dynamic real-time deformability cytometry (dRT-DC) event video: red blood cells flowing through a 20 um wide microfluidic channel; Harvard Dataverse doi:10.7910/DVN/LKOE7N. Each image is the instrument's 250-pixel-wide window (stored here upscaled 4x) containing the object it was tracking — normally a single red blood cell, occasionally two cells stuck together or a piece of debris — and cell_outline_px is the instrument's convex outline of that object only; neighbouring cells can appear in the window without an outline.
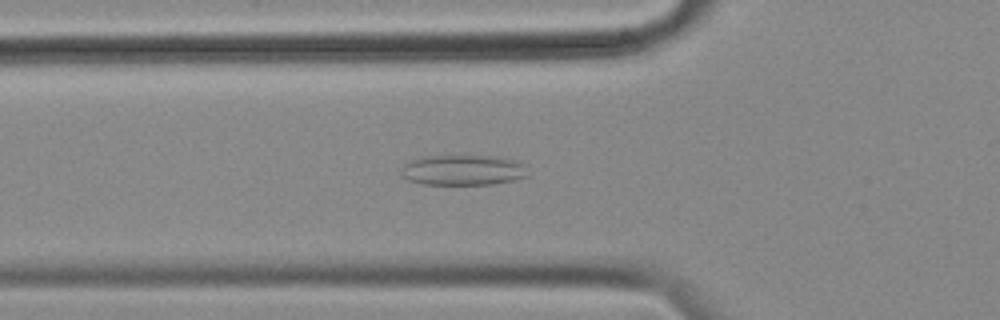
{"species": "common noctule bat (a hibernating species)", "species_latin": "Nyctalus noctula", "temperature_condition": "cold", "stored_images_in_passage": 46, "camera_frame_rate_fps": 3000, "um_per_image_px": 0.085, "animal": {"sex": "female", "body_mass_g": 18.4}, "frame": {"image": 1, "passage_image": 9, "time_ms": 2.667, "image_size_px": [1000, 320], "cell_outline_px": [[528, 176], [512, 180], [492, 184], [420, 184], [408, 180], [400, 172], [404, 164], [412, 160], [424, 156], [464, 152], [496, 156], [512, 160], [524, 164]], "centroid_in_image_um": [39.33, 14.4], "position_along_channel_um": 86.5, "area_um2": 23.29}}
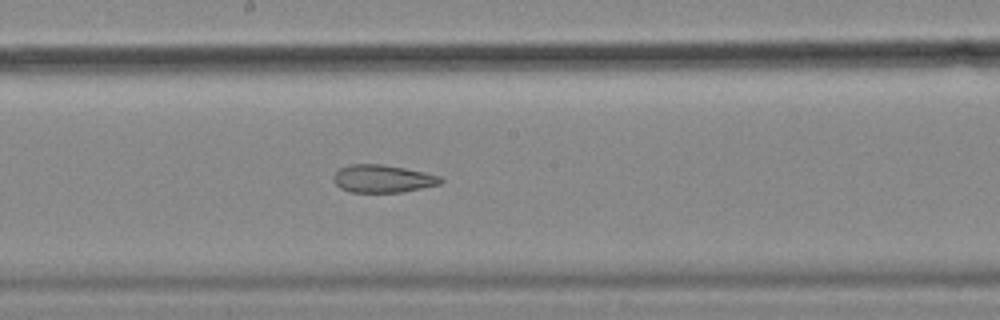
{"frame": {"image": 2, "passage_image": 20, "time_ms": 6.333, "image_size_px": [1000, 320], "cell_outline_px": [[444, 180], [440, 184], [404, 192], [348, 192], [340, 188], [332, 180], [332, 176], [340, 168], [352, 164], [380, 164], [404, 168], [444, 176]], "centroid_in_image_um": [32.54, 15.19], "position_along_channel_um": 215.7, "area_um2": 17.46}}
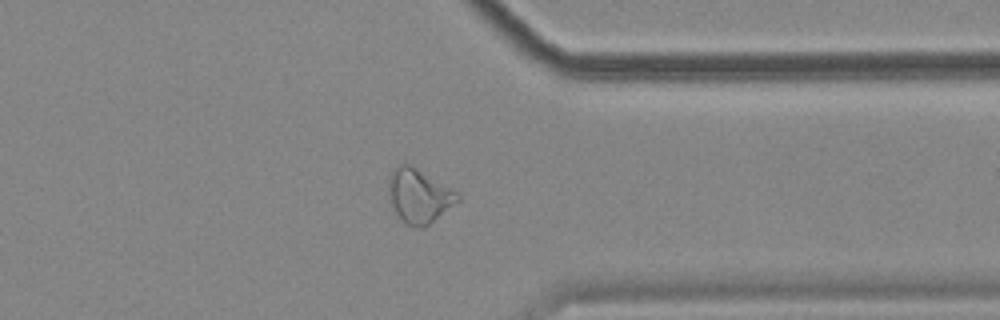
{"frame": {"image": 3, "passage_image": 34, "time_ms": 11.0, "image_size_px": [1000, 320], "cell_outline_px": [[460, 200], [424, 228], [416, 228], [408, 224], [396, 212], [392, 204], [388, 192], [388, 176], [400, 164], [412, 164], [456, 192], [460, 196]], "centroid_in_image_um": [35.61, 16.64], "position_along_channel_um": 375.8, "area_um2": 21.39}, "authors_computed_cell_mechanics": {"area_um2": 20.7791, "velocity_mm_per_s": 3.5178, "shape_relaxation_time_tau1_ms": null, "shape_relaxation_time_tau2_ms": 3.3549, "deformation_change_tau1": null, "deformation_change_tau2": 0.1087}}